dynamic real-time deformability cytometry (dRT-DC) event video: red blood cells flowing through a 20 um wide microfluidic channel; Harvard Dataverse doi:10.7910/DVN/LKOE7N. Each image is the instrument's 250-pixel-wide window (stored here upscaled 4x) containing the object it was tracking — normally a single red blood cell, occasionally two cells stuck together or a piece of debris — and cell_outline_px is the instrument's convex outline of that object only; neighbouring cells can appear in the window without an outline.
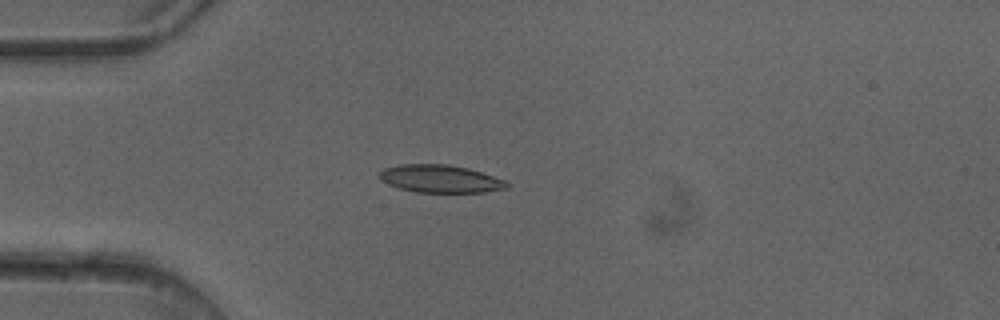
{"species": "common noctule bat (a hibernating species)", "species_latin": "Nyctalus noctula", "temperature_condition": "cold", "stored_images_in_passage": 4, "camera_frame_rate_fps": 3000, "um_per_image_px": 0.085, "animal": {"sex": "female"}, "frame": {"image": 1, "passage_image": 4, "time_ms": 1.0, "image_size_px": [1000, 320], "cell_outline_px": [[508, 188], [484, 192], [416, 192], [400, 188], [388, 184], [380, 180], [380, 172], [384, 168], [400, 164], [448, 164], [468, 168], [504, 180], [508, 184]], "centroid_in_image_um": [37.4, 15.19], "position_along_channel_um": 47.6, "area_um2": 20.4}}